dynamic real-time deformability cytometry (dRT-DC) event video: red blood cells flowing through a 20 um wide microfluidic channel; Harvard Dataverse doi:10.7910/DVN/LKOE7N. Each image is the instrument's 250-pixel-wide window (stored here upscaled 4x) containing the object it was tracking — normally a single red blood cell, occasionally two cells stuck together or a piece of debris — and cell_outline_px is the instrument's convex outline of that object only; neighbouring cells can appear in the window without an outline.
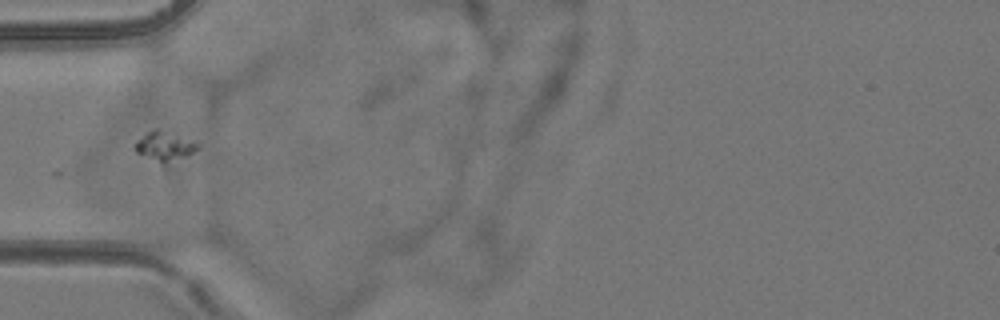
{"species": "common noctule bat (a hibernating species)", "species_latin": "Nyctalus noctula", "temperature_condition": "room temperature", "stored_images_in_passage": 5, "camera_frame_rate_fps": 3000, "um_per_image_px": 0.085, "animal": {"sex": "female", "body_mass_g": 24.6, "forearm_length_mm": 56.2}, "frame": {"image": 1, "passage_image": 2, "time_ms": 1.333, "image_size_px": [1000, 320], "cell_outline_px": [[200, 148], [164, 168], [136, 152], [136, 140], [152, 128], [156, 128], [192, 140], [200, 144]], "centroid_in_image_um": [13.99, 12.49], "position_along_channel_um": 71.0, "area_um2": 11.21}}
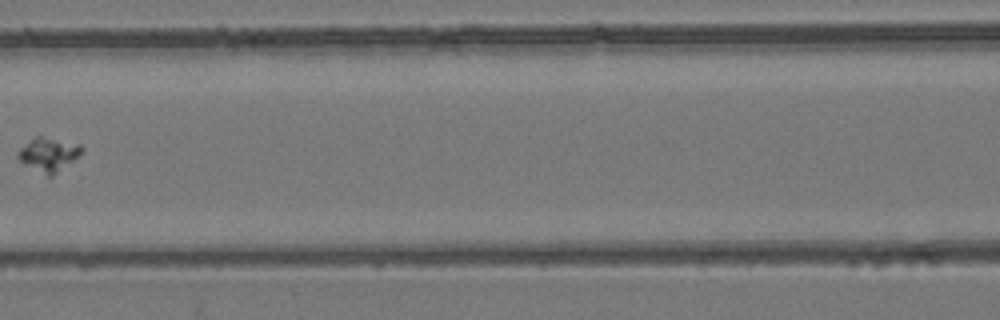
{"frame": {"image": 2, "passage_image": 4, "time_ms": 3.667, "image_size_px": [1000, 320], "cell_outline_px": [[84, 148], [80, 156], [52, 176], [48, 176], [20, 160], [16, 156], [16, 152], [20, 148], [36, 136], [40, 136], [80, 144]], "centroid_in_image_um": [4.16, 13.11], "position_along_channel_um": 162.4, "area_um2": 12.25}}
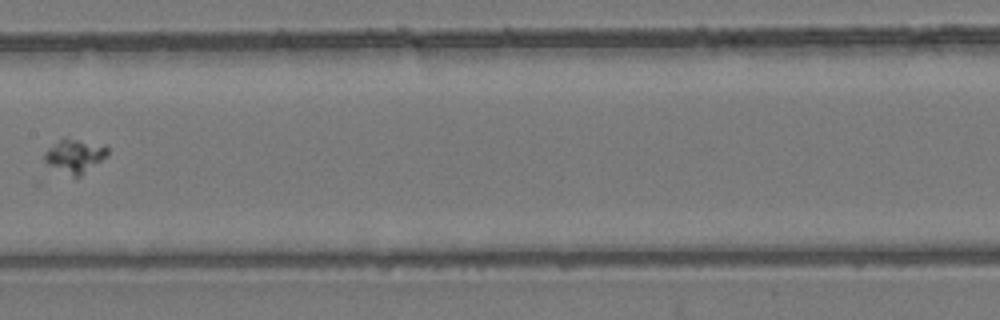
{"frame": {"image": 3, "passage_image": 5, "time_ms": 4.667, "image_size_px": [1000, 320], "cell_outline_px": [[108, 156], [76, 180], [48, 164], [44, 160], [44, 152], [48, 148], [64, 136], [108, 144]], "centroid_in_image_um": [6.41, 13.24], "position_along_channel_um": 201.0, "area_um2": 13.06}}